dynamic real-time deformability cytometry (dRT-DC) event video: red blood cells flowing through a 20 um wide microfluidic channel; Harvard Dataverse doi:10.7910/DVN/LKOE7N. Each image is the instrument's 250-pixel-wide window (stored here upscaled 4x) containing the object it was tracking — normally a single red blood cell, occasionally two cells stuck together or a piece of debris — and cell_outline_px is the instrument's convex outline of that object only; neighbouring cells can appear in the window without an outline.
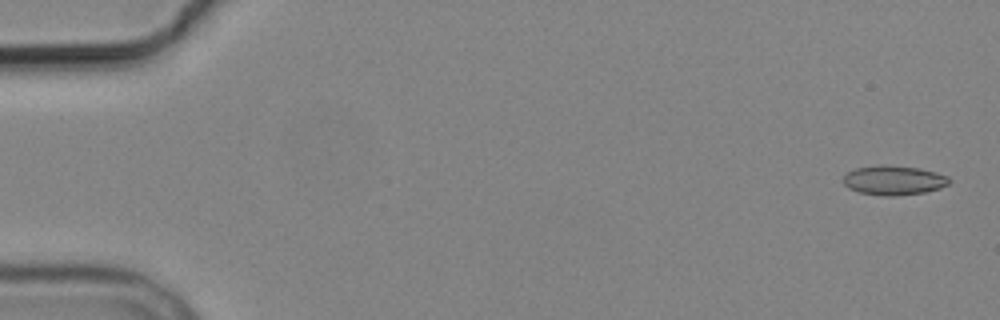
{"species": "common noctule bat (a hibernating species)", "species_latin": "Nyctalus noctula", "temperature_condition": "cold", "stored_images_in_passage": 6, "camera_frame_rate_fps": 3000, "um_per_image_px": 0.085, "animal": {"sex": "male", "body_mass_g": 19.2, "forearm_length_mm": 51.8}, "frame": {"image": 1, "passage_image": 1, "time_ms": 0.0, "image_size_px": [1000, 320], "cell_outline_px": [[952, 180], [948, 184], [940, 188], [924, 192], [896, 196], [884, 196], [860, 192], [848, 188], [844, 184], [844, 176], [848, 172], [856, 168], [880, 164], [888, 164], [920, 168], [936, 172], [948, 176]], "centroid_in_image_um": [75.99, 15.31], "position_along_channel_um": 9.0, "area_um2": 18.32}}
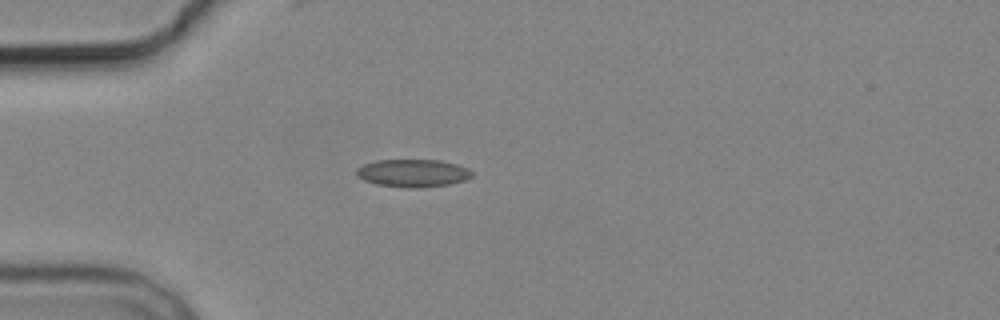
{"frame": {"image": 2, "passage_image": 5, "time_ms": 4.667, "image_size_px": [1000, 320], "cell_outline_px": [[472, 176], [464, 180], [448, 184], [420, 188], [408, 188], [376, 184], [364, 180], [356, 176], [356, 168], [364, 164], [376, 160], [440, 160], [456, 164], [468, 168], [472, 172]], "centroid_in_image_um": [35.07, 14.71], "position_along_channel_um": 49.9, "area_um2": 18.67}}